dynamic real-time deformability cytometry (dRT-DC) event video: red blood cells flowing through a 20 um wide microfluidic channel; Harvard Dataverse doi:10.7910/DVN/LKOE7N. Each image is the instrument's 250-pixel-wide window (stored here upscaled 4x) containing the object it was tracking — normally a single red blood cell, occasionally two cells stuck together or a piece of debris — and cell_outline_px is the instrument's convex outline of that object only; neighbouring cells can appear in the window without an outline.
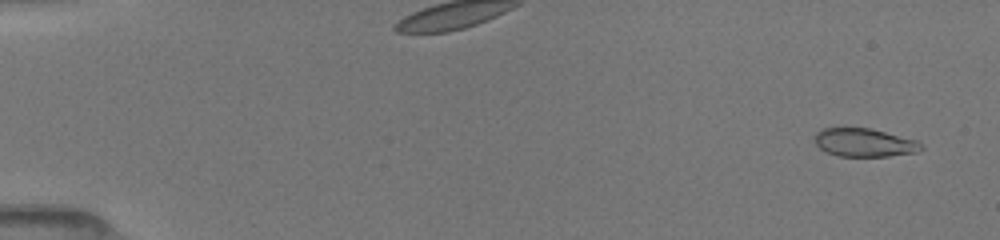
{"species": "common noctule bat (a hibernating species)", "species_latin": "Nyctalus noctula", "temperature_condition": "room temperature", "stored_images_in_passage": 39, "camera_frame_rate_fps": 3000, "um_per_image_px": 0.085, "animal": {"sex": "female", "body_mass_g": 19.5, "forearm_length_mm": 54.1}, "frame": {"image": 1, "passage_image": 2, "time_ms": 0.333, "image_size_px": [1000, 240], "cell_outline_px": [[924, 148], [916, 152], [888, 156], [840, 156], [828, 152], [820, 148], [816, 144], [816, 132], [820, 128], [868, 128], [916, 140], [924, 144]], "centroid_in_image_um": [73.49, 12.12], "position_along_channel_um": 11.5, "area_um2": 17.34}}
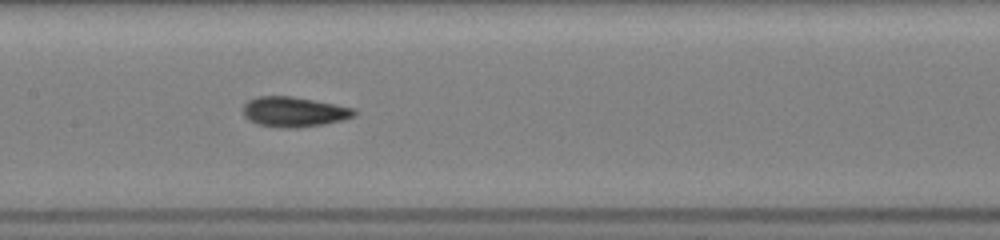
{"frame": {"image": 2, "passage_image": 23, "time_ms": 8.333, "image_size_px": [1000, 240], "cell_outline_px": [[356, 116], [324, 124], [296, 128], [284, 128], [256, 124], [248, 120], [244, 116], [244, 104], [248, 100], [256, 96], [292, 96], [356, 108]], "centroid_in_image_um": [24.98, 9.5], "position_along_channel_um": 182.4, "area_um2": 19.54}}
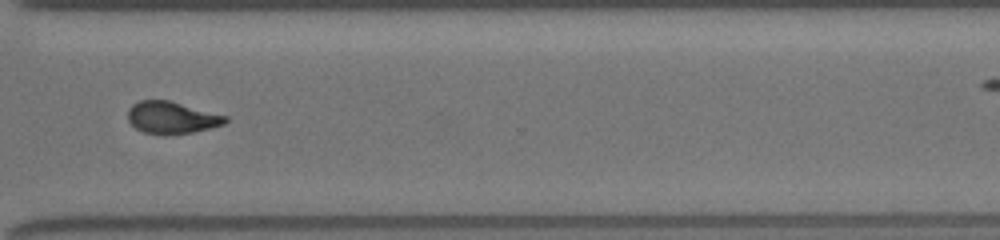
{"frame": {"image": 3, "passage_image": 34, "time_ms": 12.667, "image_size_px": [1000, 240], "cell_outline_px": [[228, 120], [224, 124], [192, 132], [144, 132], [136, 128], [128, 120], [128, 108], [132, 104], [140, 100], [168, 100], [228, 116]], "centroid_in_image_um": [14.59, 9.95], "position_along_channel_um": 356.0, "area_um2": 17.57}}